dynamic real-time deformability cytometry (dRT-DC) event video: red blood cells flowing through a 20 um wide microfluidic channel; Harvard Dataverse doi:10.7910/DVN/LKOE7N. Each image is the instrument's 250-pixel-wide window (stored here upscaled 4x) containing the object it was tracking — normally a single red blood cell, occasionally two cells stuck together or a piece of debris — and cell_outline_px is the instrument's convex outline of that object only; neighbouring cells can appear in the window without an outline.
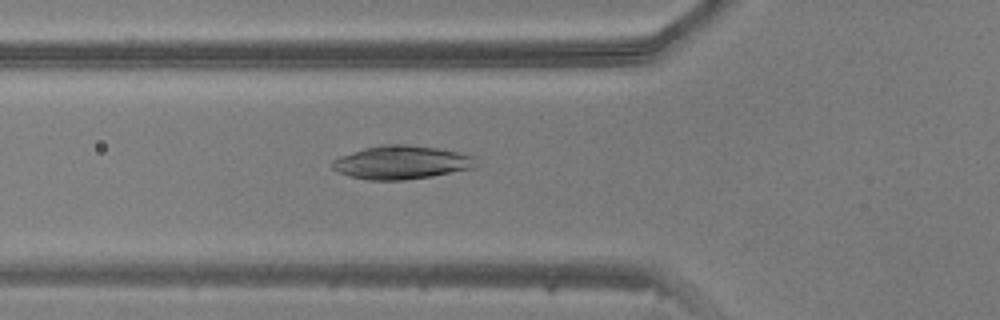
{"species": "common noctule bat (a hibernating species)", "species_latin": "Nyctalus noctula", "temperature_condition": "warm", "stored_images_in_passage": 42, "camera_frame_rate_fps": 3000, "um_per_image_px": 0.085, "animal": {"sex": "male", "body_mass_g": 20.5, "forearm_length_mm": 52.5}, "frame": {"image": 1, "passage_image": 11, "time_ms": 3.333, "image_size_px": [1000, 320], "cell_outline_px": [[476, 168], [432, 176], [404, 180], [368, 180], [348, 176], [332, 168], [332, 160], [340, 156], [364, 148], [384, 144], [408, 144], [436, 148], [456, 152], [472, 156], [476, 164]], "centroid_in_image_um": [34.1, 13.81], "position_along_channel_um": 91.7, "area_um2": 27.92}}
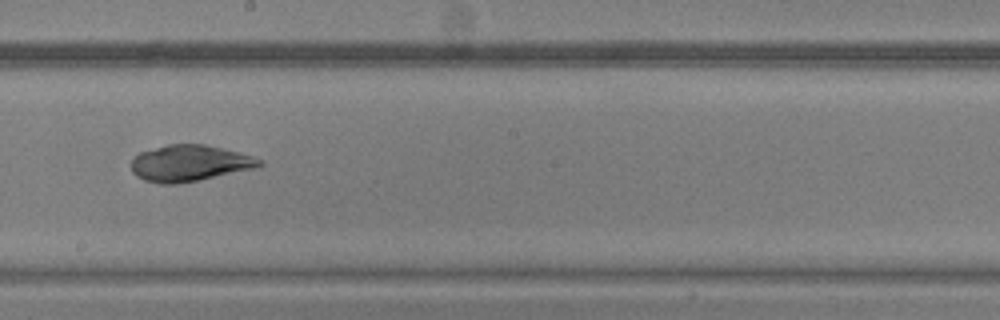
{"frame": {"image": 2, "passage_image": 21, "time_ms": 6.667, "image_size_px": [1000, 320], "cell_outline_px": [[264, 164], [260, 168], [176, 184], [160, 184], [144, 180], [136, 176], [132, 172], [132, 160], [140, 152], [168, 144], [204, 144], [240, 152], [264, 160]], "centroid_in_image_um": [16.17, 13.87], "position_along_channel_um": 232.0, "area_um2": 27.28}}
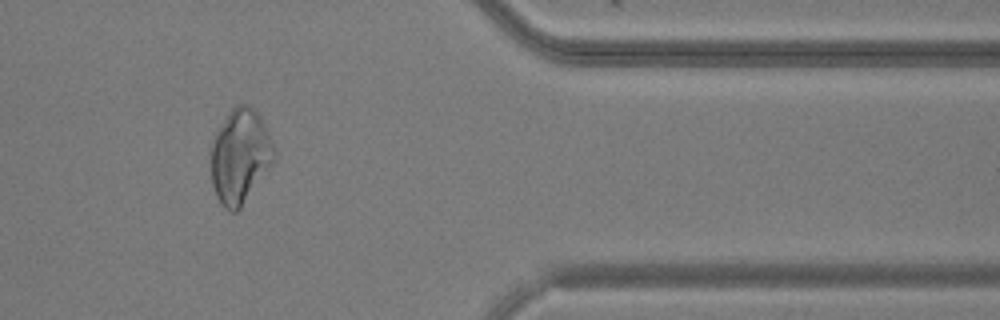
{"frame": {"image": 3, "passage_image": 34, "time_ms": 11.0, "image_size_px": [1000, 320], "cell_outline_px": [[276, 160], [240, 208], [236, 212], [232, 212], [224, 208], [216, 196], [212, 184], [208, 160], [212, 140], [216, 132], [228, 112], [236, 104], [248, 104], [260, 116], [276, 152]], "centroid_in_image_um": [20.37, 13.29], "position_along_channel_um": 391.0, "area_um2": 35.2}}